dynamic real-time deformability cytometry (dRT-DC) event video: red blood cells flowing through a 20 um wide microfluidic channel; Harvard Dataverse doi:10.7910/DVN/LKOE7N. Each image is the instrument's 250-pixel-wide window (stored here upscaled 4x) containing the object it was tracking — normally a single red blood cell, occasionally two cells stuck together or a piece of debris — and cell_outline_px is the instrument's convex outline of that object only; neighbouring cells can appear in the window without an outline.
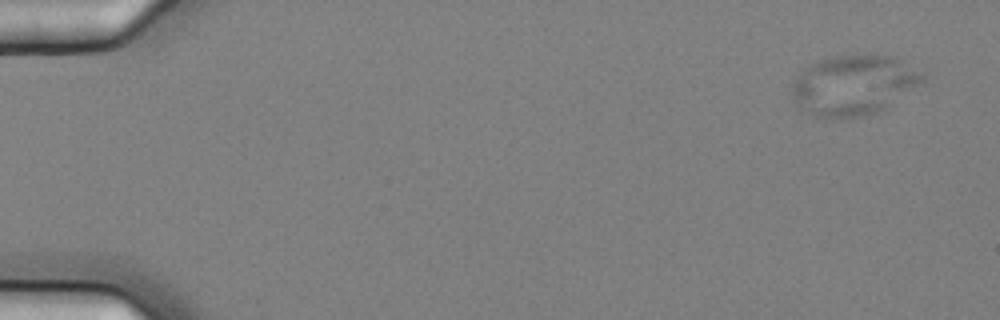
{"species": "common noctule bat (a hibernating species)", "species_latin": "Nyctalus noctula", "temperature_condition": "cold", "stored_images_in_passage": 5, "camera_frame_rate_fps": 3000, "um_per_image_px": 0.085, "animal": {"sex": "female", "body_mass_g": 25.1}, "frame": {"image": 1, "passage_image": 1, "time_ms": 0.0, "image_size_px": [1000, 320], "cell_outline_px": [[924, 80], [880, 108], [872, 112], [856, 116], [816, 116], [796, 100], [792, 92], [792, 88], [800, 72], [808, 64], [832, 56], [892, 56], [900, 60], [924, 76]], "centroid_in_image_um": [72.5, 7.18], "position_along_channel_um": 12.5, "area_um2": 42.95}}
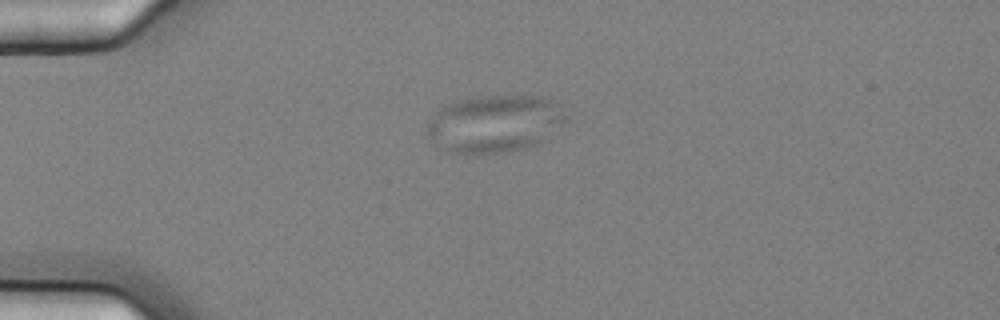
{"frame": {"image": 2, "passage_image": 3, "time_ms": 0.667, "image_size_px": [1000, 320], "cell_outline_px": [[568, 120], [536, 144], [528, 148], [500, 152], [468, 156], [464, 156], [444, 152], [436, 148], [432, 144], [424, 124], [440, 108], [448, 104], [460, 100], [476, 96], [540, 96], [552, 100], [568, 116]], "centroid_in_image_um": [41.94, 10.56], "position_along_channel_um": 43.1, "area_um2": 47.22}}
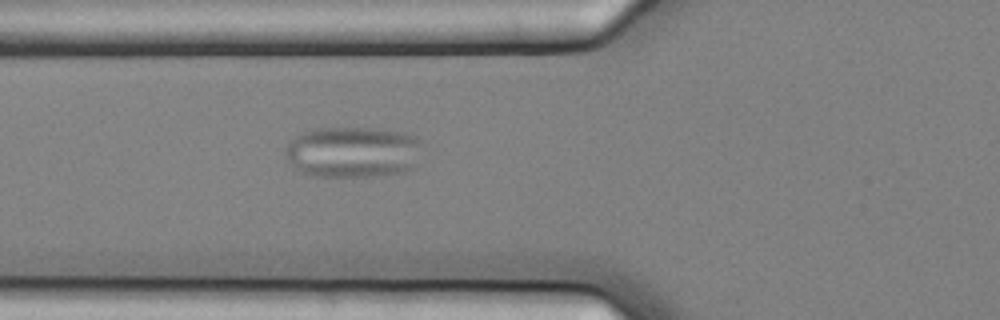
{"frame": {"image": 3, "passage_image": 5, "time_ms": 1.333, "image_size_px": [1000, 320], "cell_outline_px": [[420, 140], [412, 168], [400, 172], [372, 176], [316, 176], [300, 172], [284, 156], [284, 148], [296, 136], [312, 128], [372, 128], [396, 132], [416, 136]], "centroid_in_image_um": [29.9, 12.92], "position_along_channel_um": 95.9, "area_um2": 40.17}}